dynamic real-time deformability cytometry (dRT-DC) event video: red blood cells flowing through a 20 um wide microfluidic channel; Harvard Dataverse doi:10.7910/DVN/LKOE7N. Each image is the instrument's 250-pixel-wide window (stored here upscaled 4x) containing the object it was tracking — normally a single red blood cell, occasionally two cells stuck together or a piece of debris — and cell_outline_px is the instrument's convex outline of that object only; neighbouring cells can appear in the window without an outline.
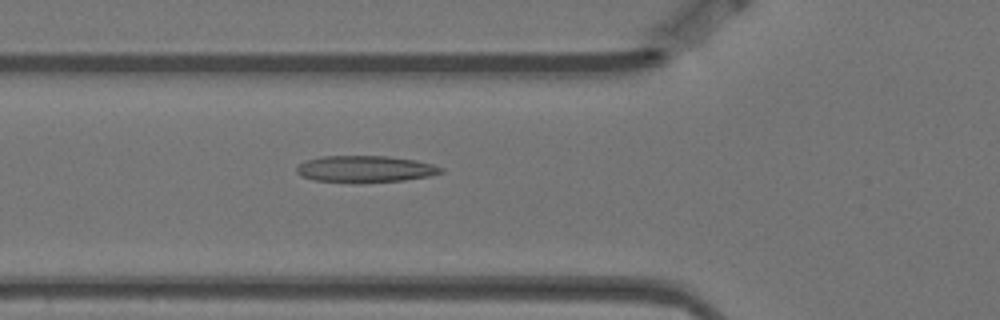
{"species": "Egyptian fruit bat (a non-hibernating species)", "species_latin": "Rousettus aegyptiacus", "temperature_condition": "warm", "stored_images_in_passage": 5, "camera_frame_rate_fps": 3000, "um_per_image_px": 0.085, "animal": {"sex": "female"}, "frame": {"image": 1, "passage_image": 5, "time_ms": 1.333, "image_size_px": [1000, 320], "cell_outline_px": [[444, 172], [428, 176], [404, 180], [356, 184], [316, 180], [300, 176], [296, 172], [296, 168], [304, 160], [324, 156], [388, 156], [416, 160], [432, 164], [444, 168]], "centroid_in_image_um": [31.03, 14.38], "position_along_channel_um": 94.8, "area_um2": 22.77}}